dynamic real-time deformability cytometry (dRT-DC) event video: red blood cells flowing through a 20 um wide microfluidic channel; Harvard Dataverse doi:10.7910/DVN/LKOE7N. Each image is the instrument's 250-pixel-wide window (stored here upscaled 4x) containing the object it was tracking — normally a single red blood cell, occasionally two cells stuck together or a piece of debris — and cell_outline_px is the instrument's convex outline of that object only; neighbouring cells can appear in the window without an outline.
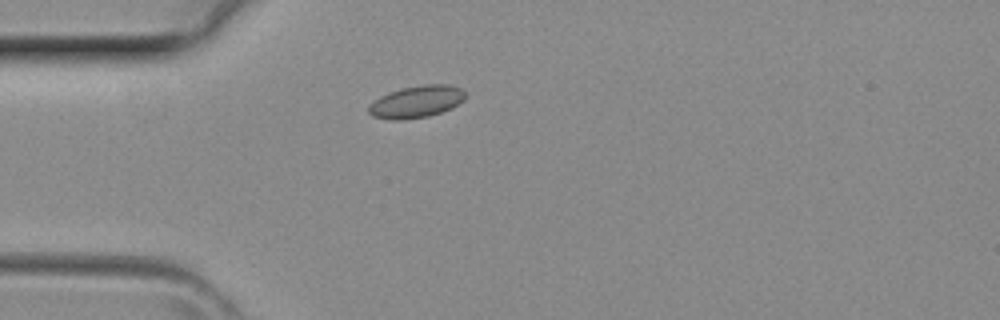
{"species": "common noctule bat (a hibernating species)", "species_latin": "Nyctalus noctula", "temperature_condition": "room temperature", "stored_images_in_passage": 2, "camera_frame_rate_fps": 3000, "um_per_image_px": 0.085, "animal": {"sex": "female", "body_mass_g": 29.2, "forearm_length_mm": 56.3}, "frame": {"image": 1, "passage_image": 2, "time_ms": 0.333, "image_size_px": [1000, 320], "cell_outline_px": [[464, 100], [452, 108], [428, 116], [400, 120], [392, 120], [372, 116], [368, 112], [368, 104], [380, 96], [388, 92], [400, 88], [424, 84], [448, 84], [460, 88], [464, 92]], "centroid_in_image_um": [35.36, 8.64], "position_along_channel_um": 49.6, "area_um2": 18.15}}